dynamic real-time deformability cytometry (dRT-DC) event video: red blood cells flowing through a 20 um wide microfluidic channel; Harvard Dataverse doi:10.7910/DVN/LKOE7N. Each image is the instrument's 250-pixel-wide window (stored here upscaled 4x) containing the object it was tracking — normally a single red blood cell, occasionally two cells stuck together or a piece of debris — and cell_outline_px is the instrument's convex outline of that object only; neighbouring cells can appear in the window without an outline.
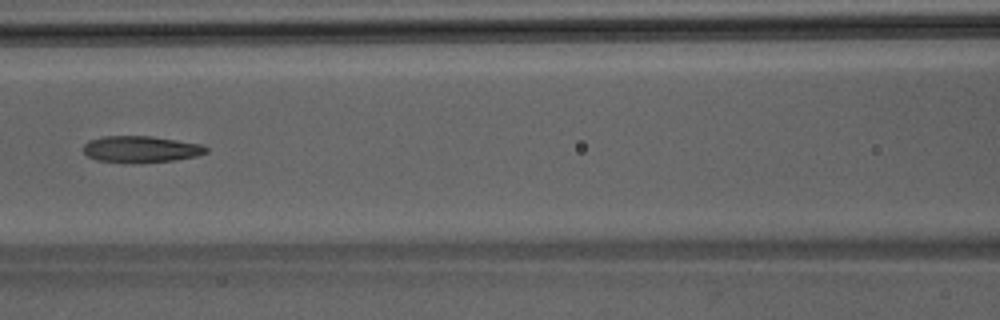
{"species": "Egyptian fruit bat (a non-hibernating species)", "species_latin": "Rousettus aegyptiacus", "temperature_condition": "room temperature", "stored_images_in_passage": 47, "camera_frame_rate_fps": 3000, "um_per_image_px": 0.085, "animal": {"sex": "male"}, "frame": {"image": 1, "passage_image": 21, "time_ms": 6.667, "image_size_px": [1000, 320], "cell_outline_px": [[208, 152], [196, 156], [176, 160], [140, 164], [124, 164], [96, 160], [88, 156], [84, 152], [84, 144], [88, 140], [104, 136], [152, 136], [204, 144], [208, 148]], "centroid_in_image_um": [11.99, 12.7], "position_along_channel_um": 154.6, "area_um2": 19.59}}
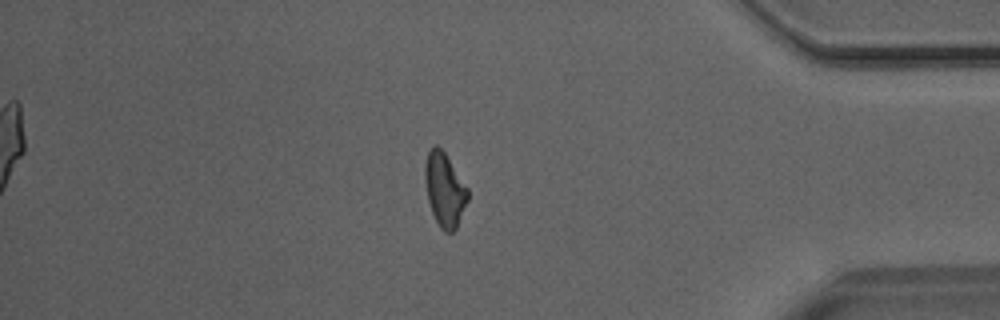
{"frame": {"image": 2, "passage_image": 40, "time_ms": 13.0, "image_size_px": [1000, 320], "cell_outline_px": [[468, 200], [456, 228], [452, 232], [444, 232], [440, 228], [432, 212], [428, 200], [424, 180], [424, 164], [428, 152], [432, 144], [436, 144], [444, 152], [468, 188]], "centroid_in_image_um": [37.77, 16.1], "position_along_channel_um": 397.4, "area_um2": 18.38}}
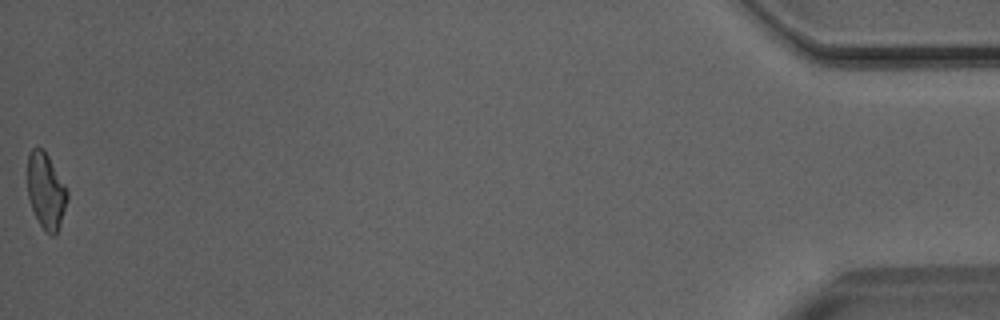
{"frame": {"image": 3, "passage_image": 47, "time_ms": 15.333, "image_size_px": [1000, 320], "cell_outline_px": [[68, 200], [56, 236], [52, 236], [44, 232], [32, 208], [28, 196], [28, 156], [32, 148], [40, 148], [48, 156], [64, 184], [68, 192]], "centroid_in_image_um": [3.91, 16.29], "position_along_channel_um": 431.3, "area_um2": 17.34}}